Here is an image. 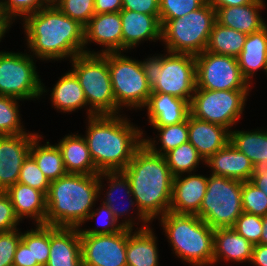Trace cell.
Wrapping results in <instances>:
<instances>
[{
    "mask_svg": "<svg viewBox=\"0 0 267 266\" xmlns=\"http://www.w3.org/2000/svg\"><path fill=\"white\" fill-rule=\"evenodd\" d=\"M42 138L37 134L31 143L30 155L36 161L38 167L43 174L49 179L54 181L67 174L64 161L62 159V153L59 147L49 144V141L44 145H39V141Z\"/></svg>",
    "mask_w": 267,
    "mask_h": 266,
    "instance_id": "4dcf8cb0",
    "label": "cell"
},
{
    "mask_svg": "<svg viewBox=\"0 0 267 266\" xmlns=\"http://www.w3.org/2000/svg\"><path fill=\"white\" fill-rule=\"evenodd\" d=\"M102 172L94 175L66 174L50 182L45 225L80 228L100 197Z\"/></svg>",
    "mask_w": 267,
    "mask_h": 266,
    "instance_id": "277c9868",
    "label": "cell"
},
{
    "mask_svg": "<svg viewBox=\"0 0 267 266\" xmlns=\"http://www.w3.org/2000/svg\"><path fill=\"white\" fill-rule=\"evenodd\" d=\"M94 10L96 14L120 12L122 0H94Z\"/></svg>",
    "mask_w": 267,
    "mask_h": 266,
    "instance_id": "681fc988",
    "label": "cell"
},
{
    "mask_svg": "<svg viewBox=\"0 0 267 266\" xmlns=\"http://www.w3.org/2000/svg\"><path fill=\"white\" fill-rule=\"evenodd\" d=\"M263 231L261 234V244L267 245V215L262 217Z\"/></svg>",
    "mask_w": 267,
    "mask_h": 266,
    "instance_id": "11a10c76",
    "label": "cell"
},
{
    "mask_svg": "<svg viewBox=\"0 0 267 266\" xmlns=\"http://www.w3.org/2000/svg\"><path fill=\"white\" fill-rule=\"evenodd\" d=\"M242 213V182L210 174L196 215L208 226L217 229L233 227Z\"/></svg>",
    "mask_w": 267,
    "mask_h": 266,
    "instance_id": "9c48e42d",
    "label": "cell"
},
{
    "mask_svg": "<svg viewBox=\"0 0 267 266\" xmlns=\"http://www.w3.org/2000/svg\"><path fill=\"white\" fill-rule=\"evenodd\" d=\"M158 55L141 61L152 92L170 94L191 103L196 90L195 55L169 51Z\"/></svg>",
    "mask_w": 267,
    "mask_h": 266,
    "instance_id": "8992f818",
    "label": "cell"
},
{
    "mask_svg": "<svg viewBox=\"0 0 267 266\" xmlns=\"http://www.w3.org/2000/svg\"><path fill=\"white\" fill-rule=\"evenodd\" d=\"M22 233L15 230L0 232V266H13L14 255Z\"/></svg>",
    "mask_w": 267,
    "mask_h": 266,
    "instance_id": "f6af8a7d",
    "label": "cell"
},
{
    "mask_svg": "<svg viewBox=\"0 0 267 266\" xmlns=\"http://www.w3.org/2000/svg\"><path fill=\"white\" fill-rule=\"evenodd\" d=\"M247 34L215 22L205 51L238 57L243 50Z\"/></svg>",
    "mask_w": 267,
    "mask_h": 266,
    "instance_id": "1f68e13d",
    "label": "cell"
},
{
    "mask_svg": "<svg viewBox=\"0 0 267 266\" xmlns=\"http://www.w3.org/2000/svg\"><path fill=\"white\" fill-rule=\"evenodd\" d=\"M5 192L10 197L14 212L20 221L25 216L34 219V223L45 224L47 196L42 191L17 182Z\"/></svg>",
    "mask_w": 267,
    "mask_h": 266,
    "instance_id": "cb8c5ba5",
    "label": "cell"
},
{
    "mask_svg": "<svg viewBox=\"0 0 267 266\" xmlns=\"http://www.w3.org/2000/svg\"><path fill=\"white\" fill-rule=\"evenodd\" d=\"M19 218L14 212L10 197L5 191H0V232L17 229Z\"/></svg>",
    "mask_w": 267,
    "mask_h": 266,
    "instance_id": "bcb514c9",
    "label": "cell"
},
{
    "mask_svg": "<svg viewBox=\"0 0 267 266\" xmlns=\"http://www.w3.org/2000/svg\"><path fill=\"white\" fill-rule=\"evenodd\" d=\"M230 142L251 160L253 167H267V129H230Z\"/></svg>",
    "mask_w": 267,
    "mask_h": 266,
    "instance_id": "f546056e",
    "label": "cell"
},
{
    "mask_svg": "<svg viewBox=\"0 0 267 266\" xmlns=\"http://www.w3.org/2000/svg\"><path fill=\"white\" fill-rule=\"evenodd\" d=\"M242 76L251 83L257 70H265L267 75V25L261 30L248 34L243 50L237 57Z\"/></svg>",
    "mask_w": 267,
    "mask_h": 266,
    "instance_id": "83f0119b",
    "label": "cell"
},
{
    "mask_svg": "<svg viewBox=\"0 0 267 266\" xmlns=\"http://www.w3.org/2000/svg\"><path fill=\"white\" fill-rule=\"evenodd\" d=\"M32 58L22 52H0V95L23 101L39 99L47 91Z\"/></svg>",
    "mask_w": 267,
    "mask_h": 266,
    "instance_id": "8fae6325",
    "label": "cell"
},
{
    "mask_svg": "<svg viewBox=\"0 0 267 266\" xmlns=\"http://www.w3.org/2000/svg\"><path fill=\"white\" fill-rule=\"evenodd\" d=\"M164 156L174 177L192 173L196 171L200 161L205 162L189 141L170 150Z\"/></svg>",
    "mask_w": 267,
    "mask_h": 266,
    "instance_id": "e575fe53",
    "label": "cell"
},
{
    "mask_svg": "<svg viewBox=\"0 0 267 266\" xmlns=\"http://www.w3.org/2000/svg\"><path fill=\"white\" fill-rule=\"evenodd\" d=\"M50 92L52 106L63 113L87 106L84 90L71 70L59 78Z\"/></svg>",
    "mask_w": 267,
    "mask_h": 266,
    "instance_id": "f1b7e54d",
    "label": "cell"
},
{
    "mask_svg": "<svg viewBox=\"0 0 267 266\" xmlns=\"http://www.w3.org/2000/svg\"><path fill=\"white\" fill-rule=\"evenodd\" d=\"M102 177H104V179H106L107 177V181L109 180V182H107L109 184L108 190L106 192V196L104 197V201L102 204L108 206L110 208V210L113 212L114 217L119 221L120 217H123L127 214L128 211H130L129 209L133 206H136V201L133 198L132 192H131V188H130V183L129 180L127 179V177L121 172V171H115V172H102ZM121 190V192L123 191L124 194L126 195L127 199V203L129 204L128 206H126V208H121L120 205L117 206V204L115 203L116 200L114 198H116V195L114 194L115 192H118ZM120 192V193H121ZM122 201V200H121ZM131 206V207H130ZM120 207V208H118ZM128 207V209H127ZM125 213V214H124Z\"/></svg>",
    "mask_w": 267,
    "mask_h": 266,
    "instance_id": "836d02e7",
    "label": "cell"
},
{
    "mask_svg": "<svg viewBox=\"0 0 267 266\" xmlns=\"http://www.w3.org/2000/svg\"><path fill=\"white\" fill-rule=\"evenodd\" d=\"M253 244L232 227L214 229L213 265L221 258L231 262H251Z\"/></svg>",
    "mask_w": 267,
    "mask_h": 266,
    "instance_id": "d4e9b609",
    "label": "cell"
},
{
    "mask_svg": "<svg viewBox=\"0 0 267 266\" xmlns=\"http://www.w3.org/2000/svg\"><path fill=\"white\" fill-rule=\"evenodd\" d=\"M88 118L86 135L91 158L99 172L124 170L143 144V130L122 115H95Z\"/></svg>",
    "mask_w": 267,
    "mask_h": 266,
    "instance_id": "3957f363",
    "label": "cell"
},
{
    "mask_svg": "<svg viewBox=\"0 0 267 266\" xmlns=\"http://www.w3.org/2000/svg\"><path fill=\"white\" fill-rule=\"evenodd\" d=\"M37 134L0 136V191L17 183L23 162L30 154L32 139Z\"/></svg>",
    "mask_w": 267,
    "mask_h": 266,
    "instance_id": "9a60e30c",
    "label": "cell"
},
{
    "mask_svg": "<svg viewBox=\"0 0 267 266\" xmlns=\"http://www.w3.org/2000/svg\"><path fill=\"white\" fill-rule=\"evenodd\" d=\"M253 266H267V245L255 244L253 246L252 259Z\"/></svg>",
    "mask_w": 267,
    "mask_h": 266,
    "instance_id": "816d5d0a",
    "label": "cell"
},
{
    "mask_svg": "<svg viewBox=\"0 0 267 266\" xmlns=\"http://www.w3.org/2000/svg\"><path fill=\"white\" fill-rule=\"evenodd\" d=\"M94 42L102 45L104 48L97 54L122 51V23L120 12H110L105 14H96L90 19L84 27V45L85 53L96 54L92 50H86L87 44Z\"/></svg>",
    "mask_w": 267,
    "mask_h": 266,
    "instance_id": "2e32d148",
    "label": "cell"
},
{
    "mask_svg": "<svg viewBox=\"0 0 267 266\" xmlns=\"http://www.w3.org/2000/svg\"><path fill=\"white\" fill-rule=\"evenodd\" d=\"M250 182L264 191L267 196V167H253Z\"/></svg>",
    "mask_w": 267,
    "mask_h": 266,
    "instance_id": "f907efd6",
    "label": "cell"
},
{
    "mask_svg": "<svg viewBox=\"0 0 267 266\" xmlns=\"http://www.w3.org/2000/svg\"><path fill=\"white\" fill-rule=\"evenodd\" d=\"M17 182L42 191L46 196L50 187L49 179L43 174L30 154L23 162Z\"/></svg>",
    "mask_w": 267,
    "mask_h": 266,
    "instance_id": "f35d334b",
    "label": "cell"
},
{
    "mask_svg": "<svg viewBox=\"0 0 267 266\" xmlns=\"http://www.w3.org/2000/svg\"><path fill=\"white\" fill-rule=\"evenodd\" d=\"M56 7L84 27L95 15L94 0H60Z\"/></svg>",
    "mask_w": 267,
    "mask_h": 266,
    "instance_id": "60d3db41",
    "label": "cell"
},
{
    "mask_svg": "<svg viewBox=\"0 0 267 266\" xmlns=\"http://www.w3.org/2000/svg\"><path fill=\"white\" fill-rule=\"evenodd\" d=\"M57 146L62 153L67 174L94 175L100 173L91 158L87 142L81 135H65Z\"/></svg>",
    "mask_w": 267,
    "mask_h": 266,
    "instance_id": "4316f807",
    "label": "cell"
},
{
    "mask_svg": "<svg viewBox=\"0 0 267 266\" xmlns=\"http://www.w3.org/2000/svg\"><path fill=\"white\" fill-rule=\"evenodd\" d=\"M12 20L2 16L0 18V42L2 37H4V35L6 34V32L9 30V28L11 27L10 25H12Z\"/></svg>",
    "mask_w": 267,
    "mask_h": 266,
    "instance_id": "db71d44e",
    "label": "cell"
},
{
    "mask_svg": "<svg viewBox=\"0 0 267 266\" xmlns=\"http://www.w3.org/2000/svg\"><path fill=\"white\" fill-rule=\"evenodd\" d=\"M27 46L41 60H62L85 53L84 26L56 6L44 7L23 19ZM35 55V56H34Z\"/></svg>",
    "mask_w": 267,
    "mask_h": 266,
    "instance_id": "7a4b0ae2",
    "label": "cell"
},
{
    "mask_svg": "<svg viewBox=\"0 0 267 266\" xmlns=\"http://www.w3.org/2000/svg\"><path fill=\"white\" fill-rule=\"evenodd\" d=\"M216 22V10L206 2L185 16L160 21L161 40L173 53L197 55L205 51Z\"/></svg>",
    "mask_w": 267,
    "mask_h": 266,
    "instance_id": "ba28073f",
    "label": "cell"
},
{
    "mask_svg": "<svg viewBox=\"0 0 267 266\" xmlns=\"http://www.w3.org/2000/svg\"><path fill=\"white\" fill-rule=\"evenodd\" d=\"M173 253L192 266L213 265L214 229L197 215L167 212L159 217Z\"/></svg>",
    "mask_w": 267,
    "mask_h": 266,
    "instance_id": "5b68a950",
    "label": "cell"
},
{
    "mask_svg": "<svg viewBox=\"0 0 267 266\" xmlns=\"http://www.w3.org/2000/svg\"><path fill=\"white\" fill-rule=\"evenodd\" d=\"M249 90L196 89L190 114L197 119L232 128L242 117Z\"/></svg>",
    "mask_w": 267,
    "mask_h": 266,
    "instance_id": "7c38bea8",
    "label": "cell"
},
{
    "mask_svg": "<svg viewBox=\"0 0 267 266\" xmlns=\"http://www.w3.org/2000/svg\"><path fill=\"white\" fill-rule=\"evenodd\" d=\"M18 99L0 95V136L27 133L21 124Z\"/></svg>",
    "mask_w": 267,
    "mask_h": 266,
    "instance_id": "74e56055",
    "label": "cell"
},
{
    "mask_svg": "<svg viewBox=\"0 0 267 266\" xmlns=\"http://www.w3.org/2000/svg\"><path fill=\"white\" fill-rule=\"evenodd\" d=\"M122 52L133 49L142 41H161L160 16L122 9Z\"/></svg>",
    "mask_w": 267,
    "mask_h": 266,
    "instance_id": "ac0fdd59",
    "label": "cell"
},
{
    "mask_svg": "<svg viewBox=\"0 0 267 266\" xmlns=\"http://www.w3.org/2000/svg\"><path fill=\"white\" fill-rule=\"evenodd\" d=\"M243 212L265 216L267 215V196L250 181L242 182Z\"/></svg>",
    "mask_w": 267,
    "mask_h": 266,
    "instance_id": "ab89813d",
    "label": "cell"
},
{
    "mask_svg": "<svg viewBox=\"0 0 267 266\" xmlns=\"http://www.w3.org/2000/svg\"><path fill=\"white\" fill-rule=\"evenodd\" d=\"M264 6V0H255L243 6L222 7L216 11V21L222 26L248 35L267 25L259 14Z\"/></svg>",
    "mask_w": 267,
    "mask_h": 266,
    "instance_id": "603a6c76",
    "label": "cell"
},
{
    "mask_svg": "<svg viewBox=\"0 0 267 266\" xmlns=\"http://www.w3.org/2000/svg\"><path fill=\"white\" fill-rule=\"evenodd\" d=\"M211 5L216 11L222 7L243 6L253 3L255 0H204Z\"/></svg>",
    "mask_w": 267,
    "mask_h": 266,
    "instance_id": "f5cc1de1",
    "label": "cell"
},
{
    "mask_svg": "<svg viewBox=\"0 0 267 266\" xmlns=\"http://www.w3.org/2000/svg\"><path fill=\"white\" fill-rule=\"evenodd\" d=\"M82 266H127V228L113 234L80 235Z\"/></svg>",
    "mask_w": 267,
    "mask_h": 266,
    "instance_id": "5bb4252c",
    "label": "cell"
},
{
    "mask_svg": "<svg viewBox=\"0 0 267 266\" xmlns=\"http://www.w3.org/2000/svg\"><path fill=\"white\" fill-rule=\"evenodd\" d=\"M44 7L46 6L40 0H0L2 15L13 22L17 17L24 19Z\"/></svg>",
    "mask_w": 267,
    "mask_h": 266,
    "instance_id": "ee69618b",
    "label": "cell"
},
{
    "mask_svg": "<svg viewBox=\"0 0 267 266\" xmlns=\"http://www.w3.org/2000/svg\"><path fill=\"white\" fill-rule=\"evenodd\" d=\"M195 59L196 89L250 90L236 57L204 51L195 55Z\"/></svg>",
    "mask_w": 267,
    "mask_h": 266,
    "instance_id": "4fadbf2b",
    "label": "cell"
},
{
    "mask_svg": "<svg viewBox=\"0 0 267 266\" xmlns=\"http://www.w3.org/2000/svg\"><path fill=\"white\" fill-rule=\"evenodd\" d=\"M204 0H159L160 21H169L200 8Z\"/></svg>",
    "mask_w": 267,
    "mask_h": 266,
    "instance_id": "b9f144b4",
    "label": "cell"
},
{
    "mask_svg": "<svg viewBox=\"0 0 267 266\" xmlns=\"http://www.w3.org/2000/svg\"><path fill=\"white\" fill-rule=\"evenodd\" d=\"M46 7L56 6L60 0H40Z\"/></svg>",
    "mask_w": 267,
    "mask_h": 266,
    "instance_id": "9f6ffc18",
    "label": "cell"
},
{
    "mask_svg": "<svg viewBox=\"0 0 267 266\" xmlns=\"http://www.w3.org/2000/svg\"><path fill=\"white\" fill-rule=\"evenodd\" d=\"M21 241L32 245L33 262L46 266L50 251V225L36 224L35 229L22 233Z\"/></svg>",
    "mask_w": 267,
    "mask_h": 266,
    "instance_id": "8d00e7d4",
    "label": "cell"
},
{
    "mask_svg": "<svg viewBox=\"0 0 267 266\" xmlns=\"http://www.w3.org/2000/svg\"><path fill=\"white\" fill-rule=\"evenodd\" d=\"M159 132V141L161 143L160 149L158 142L152 140L153 138H143V143L154 153L165 155L172 149L177 148L183 143L188 142V117L185 121L178 124H171L166 126H152Z\"/></svg>",
    "mask_w": 267,
    "mask_h": 266,
    "instance_id": "d6a6232c",
    "label": "cell"
},
{
    "mask_svg": "<svg viewBox=\"0 0 267 266\" xmlns=\"http://www.w3.org/2000/svg\"><path fill=\"white\" fill-rule=\"evenodd\" d=\"M122 9L159 16V0H122Z\"/></svg>",
    "mask_w": 267,
    "mask_h": 266,
    "instance_id": "7dc6e473",
    "label": "cell"
},
{
    "mask_svg": "<svg viewBox=\"0 0 267 266\" xmlns=\"http://www.w3.org/2000/svg\"><path fill=\"white\" fill-rule=\"evenodd\" d=\"M95 217H97V221L99 222L98 225H101L102 228H95V227L93 229L79 228L80 235L113 234L122 231L124 228L133 229L134 228L133 226L135 224L138 226V223H134L135 220L130 218L124 221L122 220V222L119 223L118 220L114 217V214L110 210V208L104 204H101V206L96 210H92L89 213L86 221H89L91 219L93 220Z\"/></svg>",
    "mask_w": 267,
    "mask_h": 266,
    "instance_id": "d590c367",
    "label": "cell"
},
{
    "mask_svg": "<svg viewBox=\"0 0 267 266\" xmlns=\"http://www.w3.org/2000/svg\"><path fill=\"white\" fill-rule=\"evenodd\" d=\"M204 163L211 168L212 175L241 182L250 181L253 174L251 160L231 142L211 155Z\"/></svg>",
    "mask_w": 267,
    "mask_h": 266,
    "instance_id": "44dd1931",
    "label": "cell"
},
{
    "mask_svg": "<svg viewBox=\"0 0 267 266\" xmlns=\"http://www.w3.org/2000/svg\"><path fill=\"white\" fill-rule=\"evenodd\" d=\"M46 266H82L79 228L50 225V251Z\"/></svg>",
    "mask_w": 267,
    "mask_h": 266,
    "instance_id": "ffe728a7",
    "label": "cell"
},
{
    "mask_svg": "<svg viewBox=\"0 0 267 266\" xmlns=\"http://www.w3.org/2000/svg\"><path fill=\"white\" fill-rule=\"evenodd\" d=\"M71 71L78 78L87 100L88 117L117 115V104L112 90L108 67V53L75 56Z\"/></svg>",
    "mask_w": 267,
    "mask_h": 266,
    "instance_id": "52a82bcc",
    "label": "cell"
},
{
    "mask_svg": "<svg viewBox=\"0 0 267 266\" xmlns=\"http://www.w3.org/2000/svg\"><path fill=\"white\" fill-rule=\"evenodd\" d=\"M3 15H2V12H1V8H0V18L2 17Z\"/></svg>",
    "mask_w": 267,
    "mask_h": 266,
    "instance_id": "6f0895ef",
    "label": "cell"
},
{
    "mask_svg": "<svg viewBox=\"0 0 267 266\" xmlns=\"http://www.w3.org/2000/svg\"><path fill=\"white\" fill-rule=\"evenodd\" d=\"M13 266H40L33 262L32 245H25L22 241L17 246Z\"/></svg>",
    "mask_w": 267,
    "mask_h": 266,
    "instance_id": "c3c4849f",
    "label": "cell"
},
{
    "mask_svg": "<svg viewBox=\"0 0 267 266\" xmlns=\"http://www.w3.org/2000/svg\"><path fill=\"white\" fill-rule=\"evenodd\" d=\"M121 172L129 180L136 201V219L143 223L139 229L149 227L153 219L169 212L174 175L165 156L152 152L143 143Z\"/></svg>",
    "mask_w": 267,
    "mask_h": 266,
    "instance_id": "6da1fadb",
    "label": "cell"
},
{
    "mask_svg": "<svg viewBox=\"0 0 267 266\" xmlns=\"http://www.w3.org/2000/svg\"><path fill=\"white\" fill-rule=\"evenodd\" d=\"M147 117L152 126L178 124L190 114V103L170 94L152 92L145 105Z\"/></svg>",
    "mask_w": 267,
    "mask_h": 266,
    "instance_id": "7402d4cb",
    "label": "cell"
},
{
    "mask_svg": "<svg viewBox=\"0 0 267 266\" xmlns=\"http://www.w3.org/2000/svg\"><path fill=\"white\" fill-rule=\"evenodd\" d=\"M127 228V266H158L159 253L157 237L149 227L138 229Z\"/></svg>",
    "mask_w": 267,
    "mask_h": 266,
    "instance_id": "484cf974",
    "label": "cell"
},
{
    "mask_svg": "<svg viewBox=\"0 0 267 266\" xmlns=\"http://www.w3.org/2000/svg\"><path fill=\"white\" fill-rule=\"evenodd\" d=\"M232 228L253 245L261 244L263 231L261 216L243 212Z\"/></svg>",
    "mask_w": 267,
    "mask_h": 266,
    "instance_id": "7bdbcfd3",
    "label": "cell"
},
{
    "mask_svg": "<svg viewBox=\"0 0 267 266\" xmlns=\"http://www.w3.org/2000/svg\"><path fill=\"white\" fill-rule=\"evenodd\" d=\"M193 174V175H192ZM208 177L189 175L174 177L169 211L176 214L196 215L207 189Z\"/></svg>",
    "mask_w": 267,
    "mask_h": 266,
    "instance_id": "e0dca14e",
    "label": "cell"
},
{
    "mask_svg": "<svg viewBox=\"0 0 267 266\" xmlns=\"http://www.w3.org/2000/svg\"><path fill=\"white\" fill-rule=\"evenodd\" d=\"M188 141L206 161L230 142V130L219 124L197 119L189 114Z\"/></svg>",
    "mask_w": 267,
    "mask_h": 266,
    "instance_id": "d6986e66",
    "label": "cell"
},
{
    "mask_svg": "<svg viewBox=\"0 0 267 266\" xmlns=\"http://www.w3.org/2000/svg\"><path fill=\"white\" fill-rule=\"evenodd\" d=\"M121 53H108L109 74L118 115L121 107H129L130 110L145 108L152 93L141 61Z\"/></svg>",
    "mask_w": 267,
    "mask_h": 266,
    "instance_id": "30bf717a",
    "label": "cell"
}]
</instances>
